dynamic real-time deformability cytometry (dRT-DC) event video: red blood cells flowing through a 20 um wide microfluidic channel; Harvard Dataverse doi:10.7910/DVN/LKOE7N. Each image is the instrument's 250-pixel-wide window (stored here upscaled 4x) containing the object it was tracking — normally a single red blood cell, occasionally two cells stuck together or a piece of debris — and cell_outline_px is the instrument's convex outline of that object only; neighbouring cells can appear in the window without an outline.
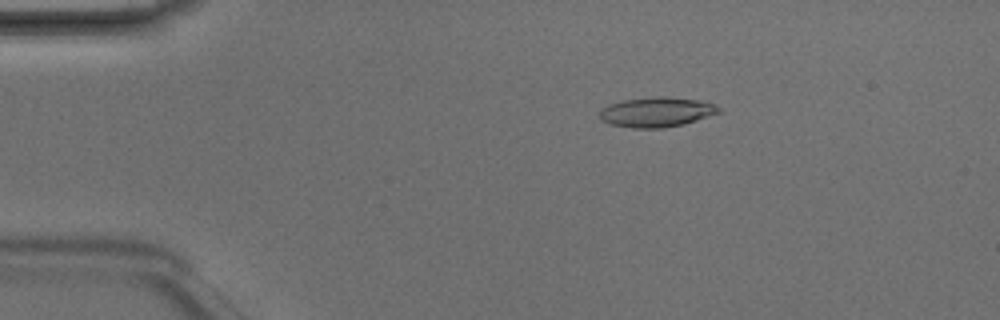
{"species": "Egyptian fruit bat (a non-hibernating species)", "species_latin": "Rousettus aegyptiacus", "temperature_condition": "room temperature", "stored_images_in_passage": 5, "camera_frame_rate_fps": 3000, "um_per_image_px": 0.085, "animal": {"sex": "male"}, "frame": {"image": 1, "passage_image": 2, "time_ms": 0.333, "image_size_px": [1000, 320], "cell_outline_px": [[720, 112], [684, 124], [664, 128], [632, 128], [608, 124], [600, 120], [600, 108], [608, 104], [624, 100], [656, 96], [664, 96], [696, 100], [716, 104], [720, 108]], "centroid_in_image_um": [55.76, 9.53], "position_along_channel_um": 29.2, "area_um2": 20.81}}
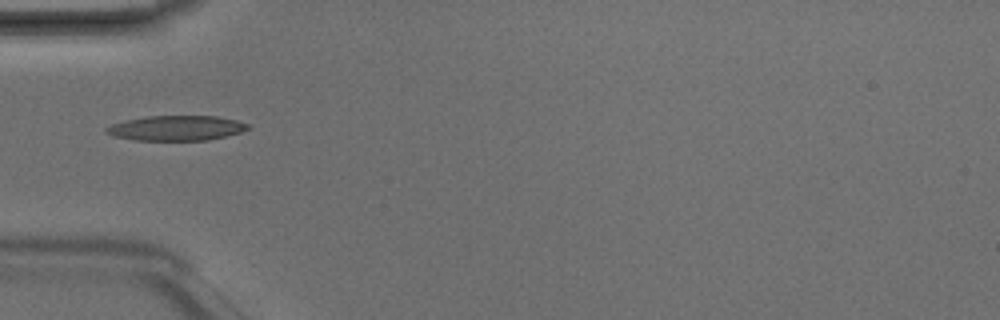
{"frame": {"image": 2, "passage_image": 4, "time_ms": 1.0, "image_size_px": [1000, 320], "cell_outline_px": [[252, 128], [240, 132], [208, 140], [136, 140], [116, 136], [104, 132], [104, 128], [112, 124], [124, 120], [148, 116], [216, 116], [236, 120], [248, 124]], "centroid_in_image_um": [14.98, 10.88], "position_along_channel_um": 70.0, "area_um2": 20.52}}